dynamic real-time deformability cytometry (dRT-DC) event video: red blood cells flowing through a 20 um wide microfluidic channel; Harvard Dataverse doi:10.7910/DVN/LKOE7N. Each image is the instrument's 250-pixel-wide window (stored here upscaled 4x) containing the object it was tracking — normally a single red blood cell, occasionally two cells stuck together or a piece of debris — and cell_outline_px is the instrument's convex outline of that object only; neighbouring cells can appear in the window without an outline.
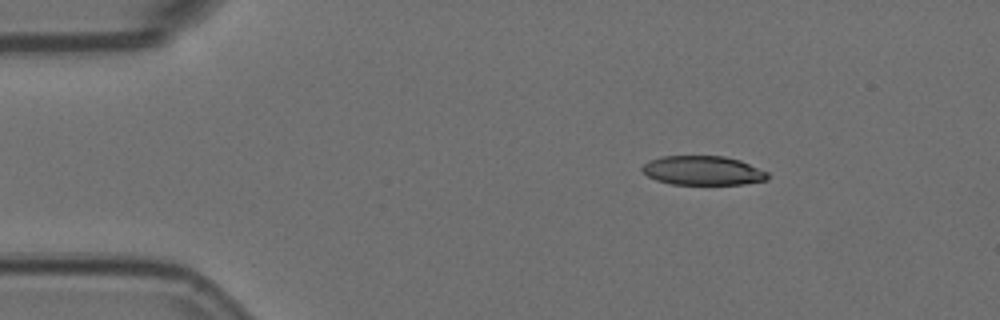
{"species": "Egyptian fruit bat (a non-hibernating species)", "species_latin": "Rousettus aegyptiacus", "temperature_condition": "room temperature", "stored_images_in_passage": 3, "camera_frame_rate_fps": 3000, "um_per_image_px": 0.085, "animal": {"sex": "female"}, "frame": {"image": 1, "passage_image": 1, "time_ms": 0.0, "image_size_px": [1000, 320], "cell_outline_px": [[768, 180], [744, 184], [672, 184], [656, 180], [648, 176], [640, 168], [644, 164], [660, 156], [724, 156], [740, 160], [768, 172]], "centroid_in_image_um": [59.76, 14.49], "position_along_channel_um": 25.2, "area_um2": 21.27}}